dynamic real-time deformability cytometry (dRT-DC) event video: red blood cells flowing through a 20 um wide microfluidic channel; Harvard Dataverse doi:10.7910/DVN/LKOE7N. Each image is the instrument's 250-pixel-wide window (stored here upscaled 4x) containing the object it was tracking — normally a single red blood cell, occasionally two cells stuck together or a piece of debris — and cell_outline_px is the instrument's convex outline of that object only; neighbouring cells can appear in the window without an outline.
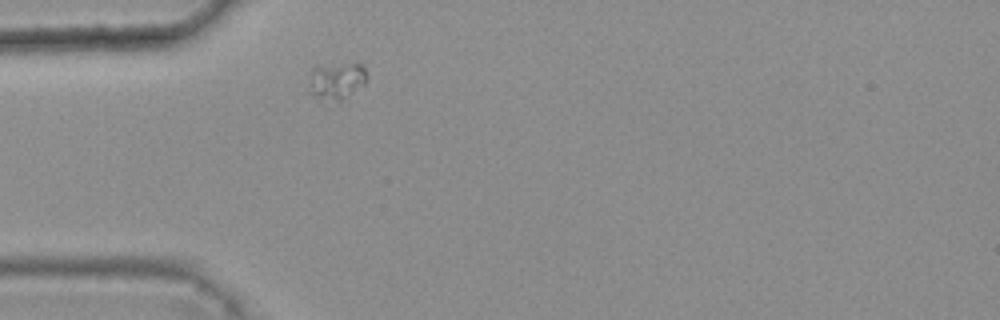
{"species": "common noctule bat (a hibernating species)", "species_latin": "Nyctalus noctula", "temperature_condition": "warm", "stored_images_in_passage": 1, "camera_frame_rate_fps": 3000, "um_per_image_px": 0.085, "animal": {"sex": "female", "body_mass_g": 25.1}, "frame": {"image": 1, "passage_image": 1, "time_ms": 0.0, "image_size_px": [1000, 320], "cell_outline_px": [[368, 80], [364, 84], [348, 96], [340, 100], [316, 96], [312, 92], [312, 68], [348, 64], [360, 64], [364, 68], [368, 76]], "centroid_in_image_um": [28.73, 6.85], "position_along_channel_um": 56.3, "area_um2": 11.44}}